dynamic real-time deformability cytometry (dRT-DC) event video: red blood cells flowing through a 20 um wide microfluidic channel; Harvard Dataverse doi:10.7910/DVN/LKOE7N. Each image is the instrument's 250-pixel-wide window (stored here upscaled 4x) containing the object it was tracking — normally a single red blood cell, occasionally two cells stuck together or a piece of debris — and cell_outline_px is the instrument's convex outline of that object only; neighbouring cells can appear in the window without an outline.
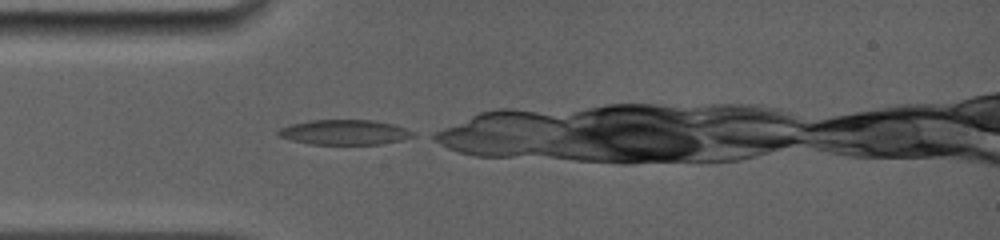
{"species": "common noctule bat (a hibernating species)", "species_latin": "Nyctalus noctula", "temperature_condition": "room temperature", "stored_images_in_passage": 27, "camera_frame_rate_fps": 5000, "um_per_image_px": 0.085, "animal": {"sex": "female", "body_mass_g": 19.0, "forearm_length_mm": 56.7}, "frame": {"image": 1, "passage_image": 1, "time_ms": 0.0, "image_size_px": [1000, 240], "cell_outline_px": [[416, 136], [400, 140], [380, 144], [308, 144], [292, 140], [280, 136], [276, 132], [280, 128], [288, 124], [308, 120], [372, 120], [396, 124], [416, 132]], "centroid_in_image_um": [29.31, 11.23], "position_along_channel_um": 55.7, "area_um2": 19.83}}
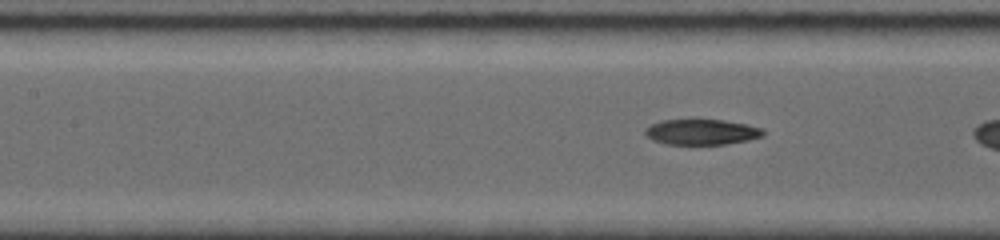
{"frame": {"image": 2, "passage_image": 11, "time_ms": 2.4, "image_size_px": [1000, 240], "cell_outline_px": [[764, 136], [748, 140], [724, 144], [668, 144], [652, 140], [644, 132], [644, 128], [652, 124], [664, 120], [692, 116], [696, 116], [724, 120], [764, 128]], "centroid_in_image_um": [59.62, 11.16], "position_along_channel_um": 147.8, "area_um2": 18.32}}
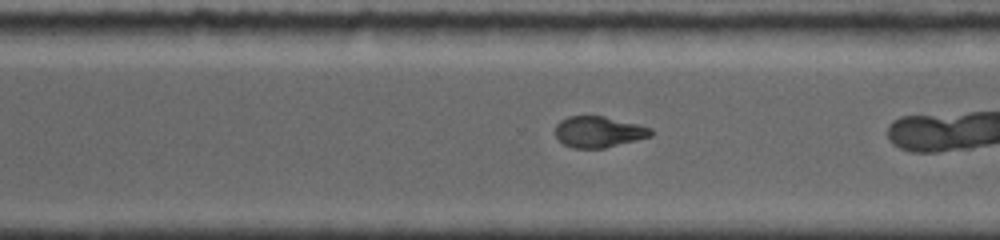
{"frame": {"image": 3, "passage_image": 25, "time_ms": 6.8, "image_size_px": [1000, 240], "cell_outline_px": [[652, 136], [604, 148], [572, 148], [564, 144], [556, 136], [556, 124], [560, 120], [568, 116], [604, 116], [652, 128]], "centroid_in_image_um": [50.87, 11.2], "position_along_channel_um": 319.7, "area_um2": 17.17}}